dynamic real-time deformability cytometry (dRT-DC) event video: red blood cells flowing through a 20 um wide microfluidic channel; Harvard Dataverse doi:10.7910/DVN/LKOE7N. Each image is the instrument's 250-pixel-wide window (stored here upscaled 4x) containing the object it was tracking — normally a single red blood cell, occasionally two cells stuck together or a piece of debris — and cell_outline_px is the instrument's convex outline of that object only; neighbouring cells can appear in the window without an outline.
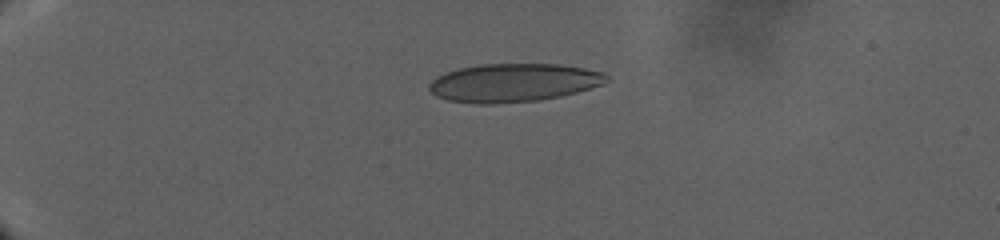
{"species": "human", "species_latin": "Homo sapiens", "temperature_condition": "warm", "stored_images_in_passage": 113, "camera_frame_rate_fps": 3000, "um_per_image_px": 0.085, "donor": {"sex": "male"}, "frame": {"image": 1, "passage_image": 1, "time_ms": 0.0, "image_size_px": [1000, 240], "cell_outline_px": [[612, 80], [604, 84], [576, 92], [560, 96], [540, 100], [492, 104], [472, 104], [448, 100], [436, 96], [428, 88], [428, 84], [436, 76], [444, 72], [460, 68], [480, 64], [556, 64], [584, 68], [604, 72]], "centroid_in_image_um": [43.64, 7.03], "position_along_channel_um": 41.4, "area_um2": 39.94}}
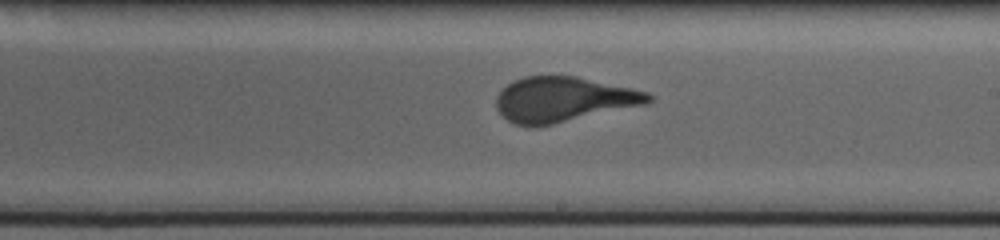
{"frame": {"image": 2, "passage_image": 52, "time_ms": 16.0, "image_size_px": [1000, 240], "cell_outline_px": [[652, 100], [644, 104], [536, 128], [528, 128], [512, 124], [496, 108], [496, 96], [508, 84], [524, 76], [576, 76], [632, 88], [648, 92], [652, 96]], "centroid_in_image_um": [47.85, 8.47], "position_along_channel_um": 241.2, "area_um2": 39.88}}
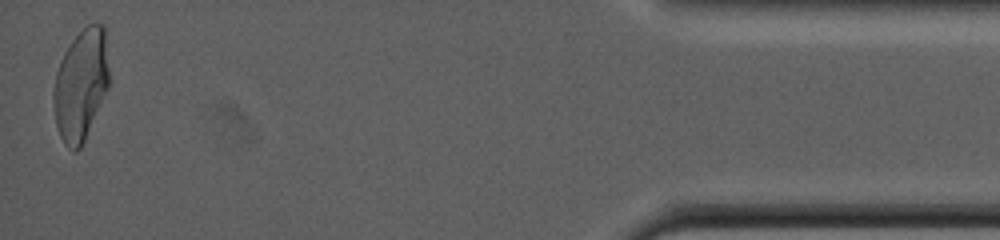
{"frame": {"image": 3, "passage_image": 112, "time_ms": 30.667, "image_size_px": [1000, 240], "cell_outline_px": [[108, 88], [84, 140], [80, 148], [76, 152], [72, 152], [64, 144], [60, 136], [56, 124], [52, 100], [52, 92], [56, 72], [60, 60], [64, 52], [72, 40], [88, 24], [104, 24], [108, 72]], "centroid_in_image_um": [6.84, 7.24], "position_along_channel_um": 428.4, "area_um2": 35.84}}